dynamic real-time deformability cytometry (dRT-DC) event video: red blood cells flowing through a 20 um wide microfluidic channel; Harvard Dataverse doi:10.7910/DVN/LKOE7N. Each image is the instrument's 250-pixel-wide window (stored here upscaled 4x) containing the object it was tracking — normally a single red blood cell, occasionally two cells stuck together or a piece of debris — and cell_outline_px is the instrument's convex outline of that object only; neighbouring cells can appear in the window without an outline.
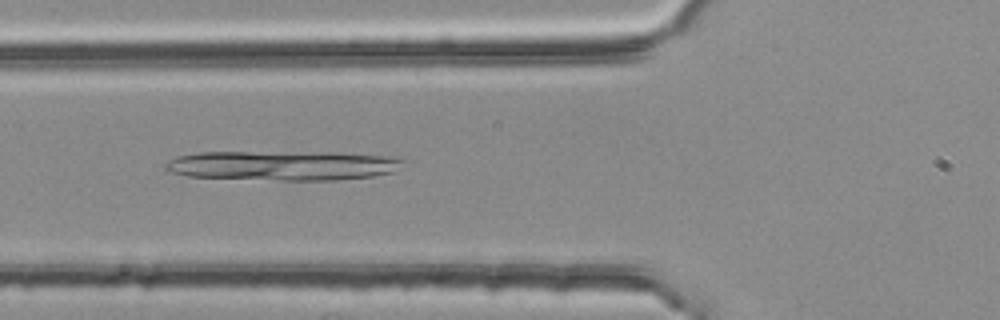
{"species": "common noctule bat (a hibernating species)", "species_latin": "Nyctalus noctula", "temperature_condition": "room temperature", "stored_images_in_passage": 40, "camera_frame_rate_fps": 3000, "um_per_image_px": 0.085, "animal": {"sex": "female", "body_mass_g": 25.1}, "frame": {"image": 1, "passage_image": 6, "time_ms": 1.667, "image_size_px": [1000, 320], "cell_outline_px": [[412, 160], [392, 172], [372, 176], [336, 180], [280, 180], [188, 176], [168, 172], [164, 168], [164, 164], [168, 160], [176, 156], [196, 152], [248, 152], [396, 156]], "centroid_in_image_um": [24.0, 14.08], "position_along_channel_um": 101.8, "area_um2": 40.52}}
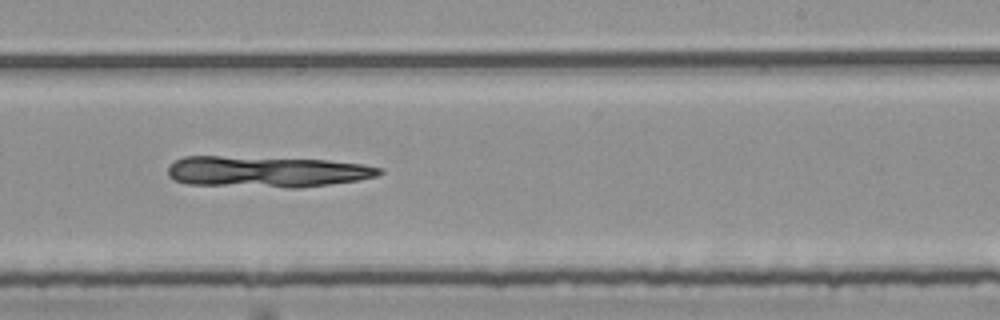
{"frame": {"image": 2, "passage_image": 19, "time_ms": 6.0, "image_size_px": [1000, 320], "cell_outline_px": [[384, 172], [376, 176], [356, 180], [300, 188], [288, 188], [188, 184], [172, 180], [168, 176], [168, 164], [172, 160], [184, 156], [220, 156], [328, 160], [364, 164], [384, 168]], "centroid_in_image_um": [22.62, 14.59], "position_along_channel_um": 266.4, "area_um2": 38.73}}
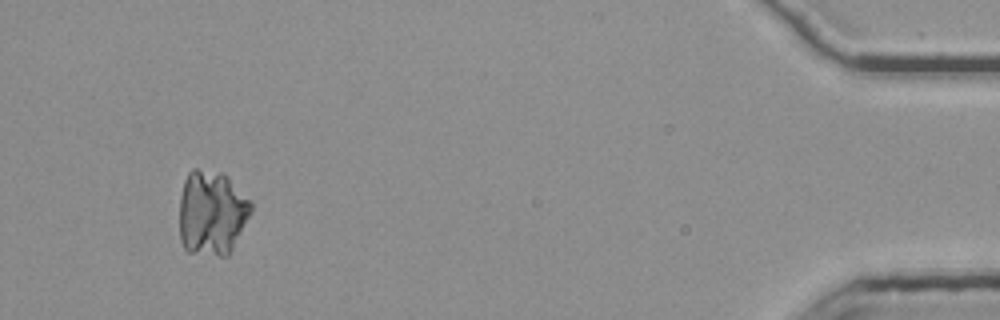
{"frame": {"image": 3, "passage_image": 37, "time_ms": 12.0, "image_size_px": [1000, 320], "cell_outline_px": [[252, 212], [228, 256], [216, 256], [188, 252], [184, 248], [180, 240], [180, 196], [184, 180], [188, 172], [192, 168], [196, 168], [224, 172], [252, 200]], "centroid_in_image_um": [18.02, 18.07], "position_along_channel_um": 417.2, "area_um2": 36.13}}